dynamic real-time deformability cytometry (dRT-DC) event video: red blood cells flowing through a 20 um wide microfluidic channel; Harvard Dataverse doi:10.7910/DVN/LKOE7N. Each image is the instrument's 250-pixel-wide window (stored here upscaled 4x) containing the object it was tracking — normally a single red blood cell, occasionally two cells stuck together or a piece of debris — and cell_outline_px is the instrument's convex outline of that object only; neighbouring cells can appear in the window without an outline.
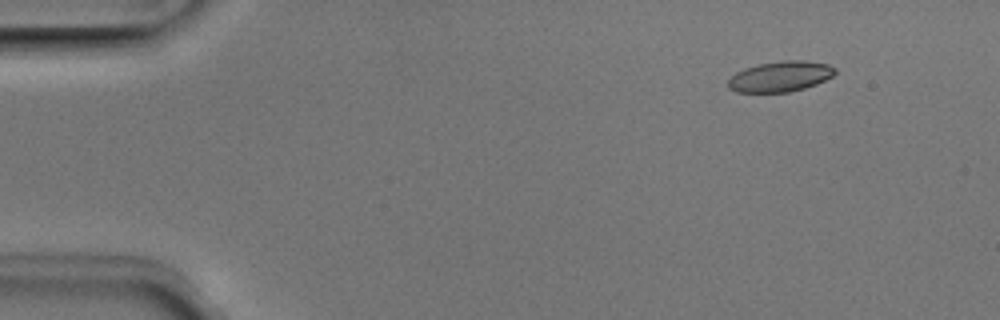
{"species": "Egyptian fruit bat (a non-hibernating species)", "species_latin": "Rousettus aegyptiacus", "temperature_condition": "room temperature", "stored_images_in_passage": 5, "camera_frame_rate_fps": 3000, "um_per_image_px": 0.085, "animal": {"sex": "male"}, "frame": {"image": 1, "passage_image": 2, "time_ms": 0.333, "image_size_px": [1000, 320], "cell_outline_px": [[836, 72], [832, 76], [816, 84], [804, 88], [788, 92], [736, 92], [728, 88], [728, 80], [736, 72], [744, 68], [760, 64], [780, 60], [804, 60], [828, 64], [836, 68]], "centroid_in_image_um": [66.32, 6.49], "position_along_channel_um": 18.7, "area_um2": 19.02}}
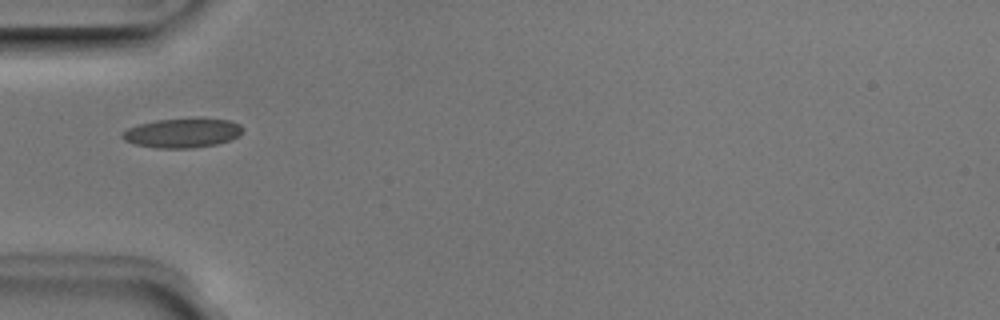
{"frame": {"image": 2, "passage_image": 5, "time_ms": 1.333, "image_size_px": [1000, 320], "cell_outline_px": [[244, 132], [228, 140], [216, 144], [192, 148], [156, 148], [136, 144], [124, 140], [120, 136], [120, 132], [128, 128], [140, 124], [156, 120], [196, 116], [204, 116], [228, 120], [240, 124], [244, 128]], "centroid_in_image_um": [15.52, 11.26], "position_along_channel_um": 69.5, "area_um2": 21.21}}